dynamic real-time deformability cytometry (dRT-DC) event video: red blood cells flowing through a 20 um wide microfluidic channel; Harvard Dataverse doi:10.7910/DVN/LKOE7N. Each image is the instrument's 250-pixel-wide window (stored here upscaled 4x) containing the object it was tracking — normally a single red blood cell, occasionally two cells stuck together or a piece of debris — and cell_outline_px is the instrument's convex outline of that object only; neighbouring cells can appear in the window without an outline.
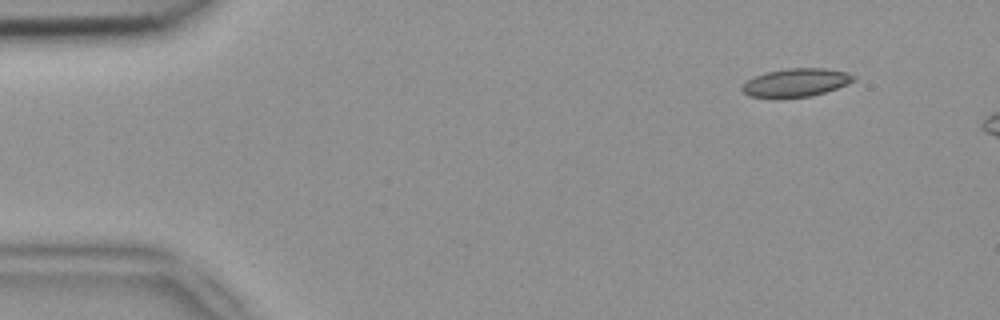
{"species": "common noctule bat (a hibernating species)", "species_latin": "Nyctalus noctula", "temperature_condition": "room temperature", "stored_images_in_passage": 5, "segment_of_instrument_passage": [2, 2], "camera_frame_rate_fps": 3000, "um_per_image_px": 0.085, "animal": {"sex": "female", "body_mass_g": 18.4}, "frame": {"image": 1, "passage_image": 5, "time_ms": 1.333, "image_size_px": [1000, 320], "cell_outline_px": [[856, 80], [848, 84], [812, 96], [748, 96], [740, 88], [752, 76], [768, 72], [788, 68], [824, 68], [848, 72], [856, 76]], "centroid_in_image_um": [67.71, 6.99], "position_along_channel_um": 17.3, "area_um2": 17.98}}